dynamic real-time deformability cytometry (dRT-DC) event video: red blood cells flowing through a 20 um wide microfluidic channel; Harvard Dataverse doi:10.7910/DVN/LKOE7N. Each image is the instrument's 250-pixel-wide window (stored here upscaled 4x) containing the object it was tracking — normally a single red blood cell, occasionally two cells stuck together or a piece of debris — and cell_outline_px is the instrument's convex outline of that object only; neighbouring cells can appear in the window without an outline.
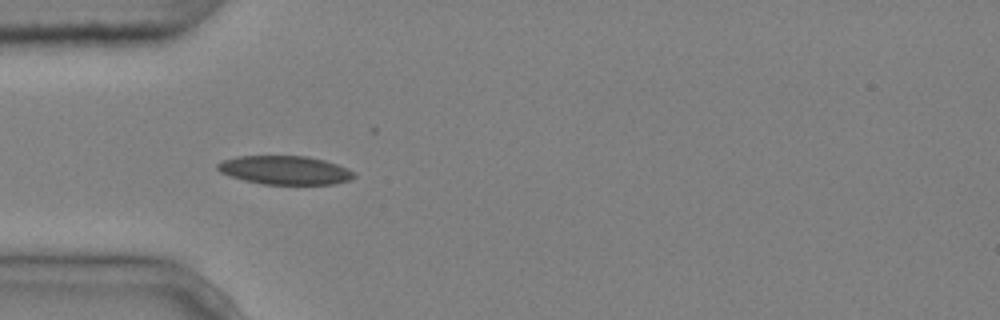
{"species": "common noctule bat (a hibernating species)", "species_latin": "Nyctalus noctula", "temperature_condition": "cold", "stored_images_in_passage": 5, "camera_frame_rate_fps": 3000, "um_per_image_px": 0.085, "animal": {"sex": "male", "body_mass_g": 20.4}, "frame": {"image": 1, "passage_image": 4, "time_ms": 1.0, "image_size_px": [1000, 320], "cell_outline_px": [[356, 176], [352, 180], [336, 184], [264, 184], [244, 180], [220, 172], [216, 168], [216, 164], [224, 160], [236, 156], [308, 156], [324, 160], [348, 168], [356, 172]], "centroid_in_image_um": [24.27, 14.46], "position_along_channel_um": 60.7, "area_um2": 22.89}}